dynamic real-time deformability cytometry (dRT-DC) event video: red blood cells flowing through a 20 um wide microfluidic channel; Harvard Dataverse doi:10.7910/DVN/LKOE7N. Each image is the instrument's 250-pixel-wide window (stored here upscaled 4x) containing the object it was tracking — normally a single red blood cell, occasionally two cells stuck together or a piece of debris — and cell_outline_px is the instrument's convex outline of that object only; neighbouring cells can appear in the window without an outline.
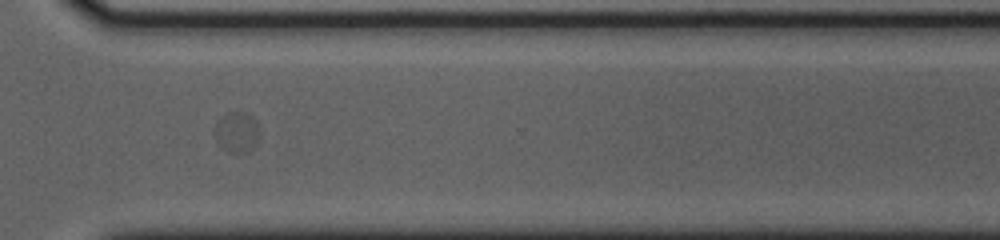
{"species": "common noctule bat (a hibernating species)", "species_latin": "Nyctalus noctula", "temperature_condition": "cold", "stored_images_in_passage": 34, "camera_frame_rate_fps": 3000, "um_per_image_px": 0.085, "animal": {"sex": "female", "body_mass_g": 23.0, "forearm_length_mm": 53.4}, "frame": {"image": 1, "passage_image": 29, "time_ms": 9.333, "image_size_px": [1000, 240], "cell_outline_px": [[260, 132], [248, 152], [232, 152], [224, 148], [220, 144], [212, 132], [216, 124], [228, 112], [244, 112], [252, 116], [260, 124]], "centroid_in_image_um": [20.14, 11.19], "position_along_channel_um": 350.5, "area_um2": 10.35}}
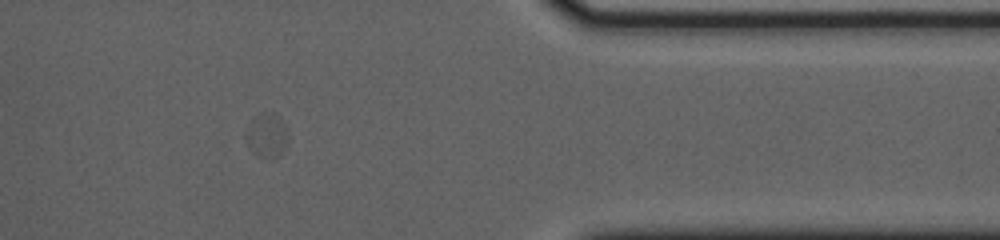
{"frame": {"image": 2, "passage_image": 34, "time_ms": 11.0, "image_size_px": [1000, 240], "cell_outline_px": [[288, 144], [276, 156], [256, 156], [252, 152], [244, 136], [252, 120], [256, 116], [268, 112], [272, 112], [288, 128]], "centroid_in_image_um": [22.69, 11.5], "position_along_channel_um": 388.7, "area_um2": 10.52}}